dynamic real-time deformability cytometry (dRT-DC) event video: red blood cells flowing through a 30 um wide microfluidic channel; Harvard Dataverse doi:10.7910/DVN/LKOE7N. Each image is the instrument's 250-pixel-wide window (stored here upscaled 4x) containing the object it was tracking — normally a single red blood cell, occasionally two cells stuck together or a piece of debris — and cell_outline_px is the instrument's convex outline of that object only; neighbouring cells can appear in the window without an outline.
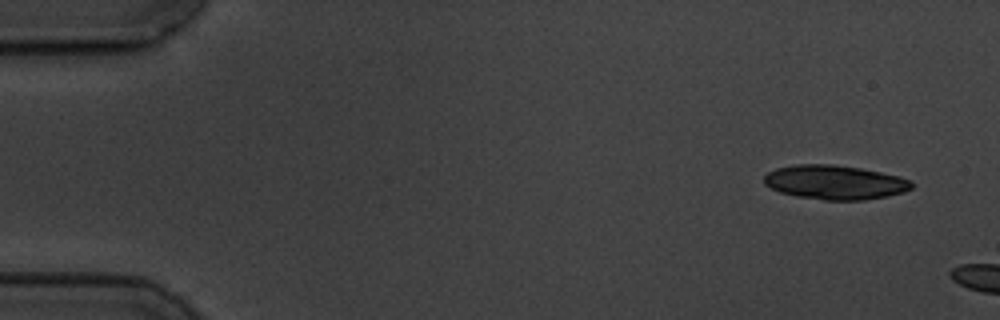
{"species": "common noctule bat (a hibernating species)", "species_latin": "Nyctalus noctula", "temperature_condition": "cold", "stored_images_in_passage": 3, "camera_frame_rate_fps": 3000, "um_per_image_px": 0.085, "animal": {"sex": "male", "body_mass_g": 19.5, "forearm_length_mm": 54.6}, "frame": {"image": 1, "passage_image": 1, "time_ms": 0.0, "image_size_px": [1000, 320], "cell_outline_px": [[912, 188], [904, 192], [888, 196], [864, 200], [824, 200], [796, 196], [780, 192], [764, 184], [764, 176], [768, 172], [776, 168], [796, 164], [832, 164], [860, 168], [900, 176], [912, 180]], "centroid_in_image_um": [70.98, 15.49], "position_along_channel_um": 14.0, "area_um2": 29.54}}